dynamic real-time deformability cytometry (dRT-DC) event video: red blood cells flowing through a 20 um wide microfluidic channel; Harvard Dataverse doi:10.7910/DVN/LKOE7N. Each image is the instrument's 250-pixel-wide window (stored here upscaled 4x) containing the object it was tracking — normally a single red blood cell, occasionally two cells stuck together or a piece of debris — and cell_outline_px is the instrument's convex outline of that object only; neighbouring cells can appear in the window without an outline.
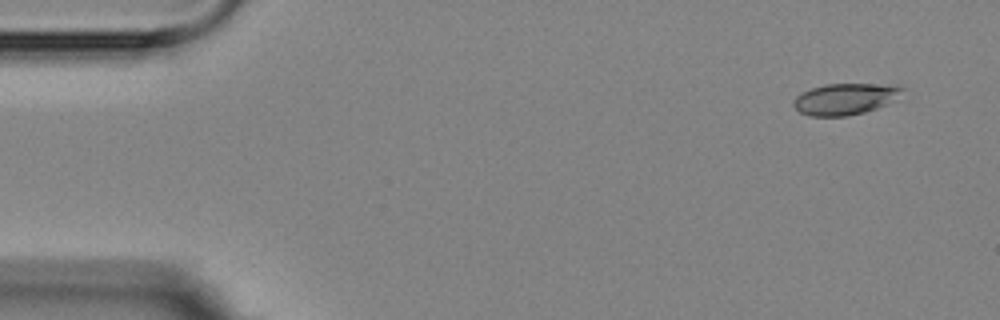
{"species": "Egyptian fruit bat (a non-hibernating species)", "species_latin": "Rousettus aegyptiacus", "temperature_condition": "room temperature", "stored_images_in_passage": 8, "camera_frame_rate_fps": 3000, "um_per_image_px": 0.085, "animal": {"sex": "female"}, "frame": {"image": 1, "passage_image": 1, "time_ms": 0.0, "image_size_px": [1000, 320], "cell_outline_px": [[904, 88], [884, 104], [876, 108], [864, 112], [848, 116], [808, 116], [800, 112], [792, 104], [792, 100], [796, 96], [812, 88], [824, 84], [904, 84]], "centroid_in_image_um": [71.77, 8.4], "position_along_channel_um": 13.2, "area_um2": 19.59}}
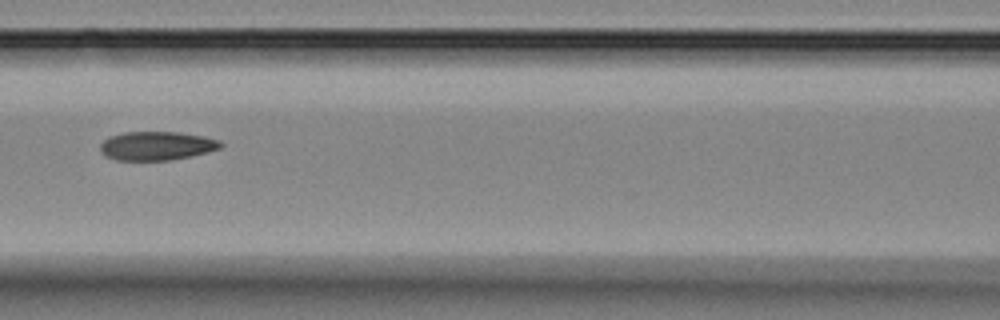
{"frame": {"image": 2, "passage_image": 7, "time_ms": 7.0, "image_size_px": [1000, 320], "cell_outline_px": [[224, 144], [220, 148], [208, 152], [192, 156], [172, 160], [116, 160], [104, 156], [100, 152], [100, 144], [108, 136], [124, 132], [176, 132], [204, 136], [220, 140]], "centroid_in_image_um": [13.31, 12.4], "position_along_channel_um": 153.3, "area_um2": 20.4}}
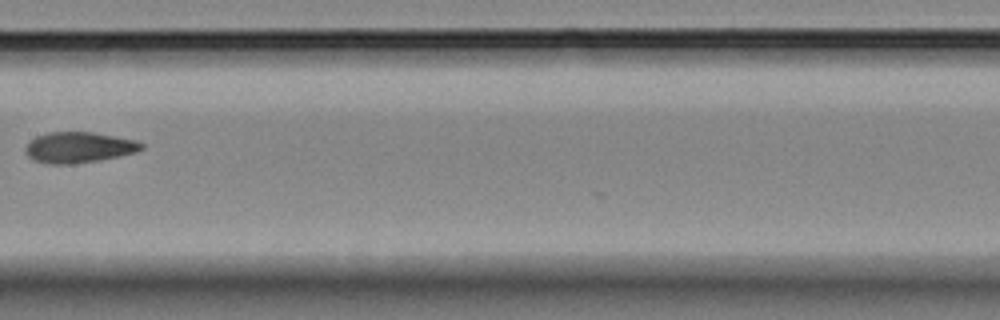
{"frame": {"image": 3, "passage_image": 8, "time_ms": 8.333, "image_size_px": [1000, 320], "cell_outline_px": [[144, 148], [136, 152], [120, 156], [100, 160], [72, 164], [48, 164], [32, 160], [24, 152], [24, 148], [36, 136], [48, 132], [92, 132], [136, 140], [144, 144]], "centroid_in_image_um": [6.69, 12.54], "position_along_channel_um": 200.7, "area_um2": 20.92}}